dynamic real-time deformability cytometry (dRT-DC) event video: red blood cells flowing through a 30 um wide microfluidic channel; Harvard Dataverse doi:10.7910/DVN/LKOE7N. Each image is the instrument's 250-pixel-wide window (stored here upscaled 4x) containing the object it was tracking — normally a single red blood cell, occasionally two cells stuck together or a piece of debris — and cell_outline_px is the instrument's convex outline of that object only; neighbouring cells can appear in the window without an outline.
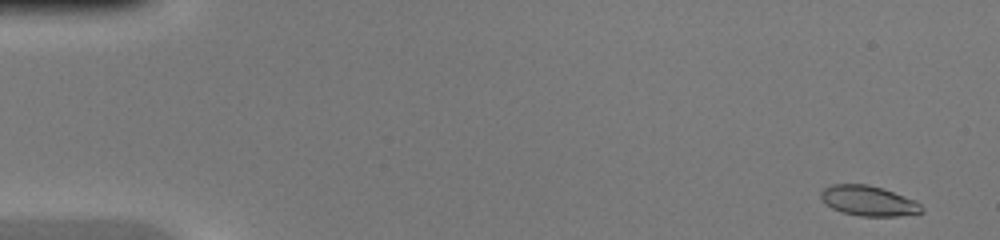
{"species": "common noctule bat (a hibernating species)", "species_latin": "Nyctalus noctula", "temperature_condition": "warm", "stored_images_in_passage": 45, "camera_frame_rate_fps": 3000, "um_per_image_px": 0.085, "animal": {"sex": "female", "body_mass_g": 20.0, "forearm_length_mm": 54.0}, "frame": {"image": 1, "passage_image": 1, "time_ms": 0.0, "image_size_px": [1000, 240], "cell_outline_px": [[924, 212], [896, 216], [860, 216], [840, 212], [832, 208], [820, 196], [820, 192], [824, 188], [832, 184], [868, 184], [916, 200], [924, 208]], "centroid_in_image_um": [73.83, 17.07], "position_along_channel_um": 11.2, "area_um2": 17.57}}
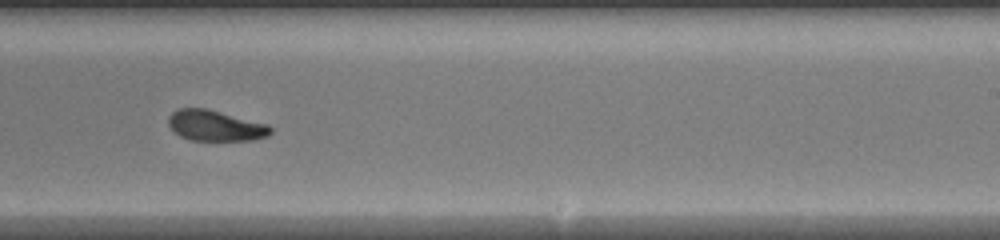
{"frame": {"image": 2, "passage_image": 28, "time_ms": 9.0, "image_size_px": [1000, 240], "cell_outline_px": [[272, 132], [268, 136], [252, 140], [192, 140], [180, 136], [168, 124], [168, 116], [172, 112], [180, 108], [204, 108], [268, 124], [272, 128]], "centroid_in_image_um": [18.31, 10.68], "position_along_channel_um": 270.7, "area_um2": 18.09}}
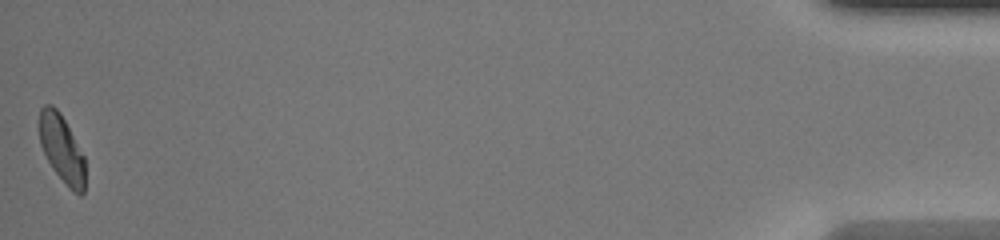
{"frame": {"image": 3, "passage_image": 45, "time_ms": 14.667, "image_size_px": [1000, 240], "cell_outline_px": [[84, 192], [80, 196], [72, 192], [68, 188], [52, 168], [40, 144], [40, 108], [44, 104], [52, 104], [60, 112], [84, 156]], "centroid_in_image_um": [5.25, 12.66], "position_along_channel_um": 430.0, "area_um2": 17.86}}